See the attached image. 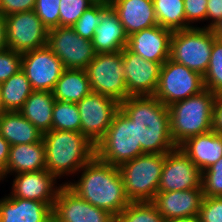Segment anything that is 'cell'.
<instances>
[{
	"mask_svg": "<svg viewBox=\"0 0 222 222\" xmlns=\"http://www.w3.org/2000/svg\"><path fill=\"white\" fill-rule=\"evenodd\" d=\"M21 69L33 91L53 92L64 67L53 51L44 46L22 53Z\"/></svg>",
	"mask_w": 222,
	"mask_h": 222,
	"instance_id": "obj_13",
	"label": "cell"
},
{
	"mask_svg": "<svg viewBox=\"0 0 222 222\" xmlns=\"http://www.w3.org/2000/svg\"><path fill=\"white\" fill-rule=\"evenodd\" d=\"M80 113L76 103L55 100L52 114V130L80 133Z\"/></svg>",
	"mask_w": 222,
	"mask_h": 222,
	"instance_id": "obj_30",
	"label": "cell"
},
{
	"mask_svg": "<svg viewBox=\"0 0 222 222\" xmlns=\"http://www.w3.org/2000/svg\"><path fill=\"white\" fill-rule=\"evenodd\" d=\"M61 0H36L34 12L49 30L59 27V6Z\"/></svg>",
	"mask_w": 222,
	"mask_h": 222,
	"instance_id": "obj_36",
	"label": "cell"
},
{
	"mask_svg": "<svg viewBox=\"0 0 222 222\" xmlns=\"http://www.w3.org/2000/svg\"><path fill=\"white\" fill-rule=\"evenodd\" d=\"M201 177L202 172L180 147H176L165 154L158 192L202 188Z\"/></svg>",
	"mask_w": 222,
	"mask_h": 222,
	"instance_id": "obj_14",
	"label": "cell"
},
{
	"mask_svg": "<svg viewBox=\"0 0 222 222\" xmlns=\"http://www.w3.org/2000/svg\"><path fill=\"white\" fill-rule=\"evenodd\" d=\"M120 109L135 122L136 143L144 154H167L176 148L170 132V115L154 95L130 96Z\"/></svg>",
	"mask_w": 222,
	"mask_h": 222,
	"instance_id": "obj_1",
	"label": "cell"
},
{
	"mask_svg": "<svg viewBox=\"0 0 222 222\" xmlns=\"http://www.w3.org/2000/svg\"><path fill=\"white\" fill-rule=\"evenodd\" d=\"M7 48L5 20L0 14V52L6 50Z\"/></svg>",
	"mask_w": 222,
	"mask_h": 222,
	"instance_id": "obj_44",
	"label": "cell"
},
{
	"mask_svg": "<svg viewBox=\"0 0 222 222\" xmlns=\"http://www.w3.org/2000/svg\"><path fill=\"white\" fill-rule=\"evenodd\" d=\"M80 133L96 145L106 134L120 103L105 95L91 92L77 103Z\"/></svg>",
	"mask_w": 222,
	"mask_h": 222,
	"instance_id": "obj_11",
	"label": "cell"
},
{
	"mask_svg": "<svg viewBox=\"0 0 222 222\" xmlns=\"http://www.w3.org/2000/svg\"><path fill=\"white\" fill-rule=\"evenodd\" d=\"M97 54L122 51L128 43V35L111 5H103V21L92 38Z\"/></svg>",
	"mask_w": 222,
	"mask_h": 222,
	"instance_id": "obj_22",
	"label": "cell"
},
{
	"mask_svg": "<svg viewBox=\"0 0 222 222\" xmlns=\"http://www.w3.org/2000/svg\"><path fill=\"white\" fill-rule=\"evenodd\" d=\"M10 144L0 135V178L5 173L6 164L9 158Z\"/></svg>",
	"mask_w": 222,
	"mask_h": 222,
	"instance_id": "obj_43",
	"label": "cell"
},
{
	"mask_svg": "<svg viewBox=\"0 0 222 222\" xmlns=\"http://www.w3.org/2000/svg\"><path fill=\"white\" fill-rule=\"evenodd\" d=\"M216 38L212 29L201 26L173 31L170 59L204 76Z\"/></svg>",
	"mask_w": 222,
	"mask_h": 222,
	"instance_id": "obj_7",
	"label": "cell"
},
{
	"mask_svg": "<svg viewBox=\"0 0 222 222\" xmlns=\"http://www.w3.org/2000/svg\"><path fill=\"white\" fill-rule=\"evenodd\" d=\"M11 192L12 197L42 201L52 208L57 199L58 192L64 184H57V178L46 169L14 174ZM58 187H57V185Z\"/></svg>",
	"mask_w": 222,
	"mask_h": 222,
	"instance_id": "obj_17",
	"label": "cell"
},
{
	"mask_svg": "<svg viewBox=\"0 0 222 222\" xmlns=\"http://www.w3.org/2000/svg\"><path fill=\"white\" fill-rule=\"evenodd\" d=\"M172 34L173 31L156 25L130 35L126 47L148 61L163 65L170 58Z\"/></svg>",
	"mask_w": 222,
	"mask_h": 222,
	"instance_id": "obj_18",
	"label": "cell"
},
{
	"mask_svg": "<svg viewBox=\"0 0 222 222\" xmlns=\"http://www.w3.org/2000/svg\"><path fill=\"white\" fill-rule=\"evenodd\" d=\"M205 90L201 74L170 58L161 66L154 96L167 107Z\"/></svg>",
	"mask_w": 222,
	"mask_h": 222,
	"instance_id": "obj_9",
	"label": "cell"
},
{
	"mask_svg": "<svg viewBox=\"0 0 222 222\" xmlns=\"http://www.w3.org/2000/svg\"><path fill=\"white\" fill-rule=\"evenodd\" d=\"M95 148L100 161L116 167L144 154L140 143H136L135 122L121 109L116 112L106 134Z\"/></svg>",
	"mask_w": 222,
	"mask_h": 222,
	"instance_id": "obj_6",
	"label": "cell"
},
{
	"mask_svg": "<svg viewBox=\"0 0 222 222\" xmlns=\"http://www.w3.org/2000/svg\"><path fill=\"white\" fill-rule=\"evenodd\" d=\"M45 156L43 139L36 143L10 146L5 173L0 182L9 175L45 170Z\"/></svg>",
	"mask_w": 222,
	"mask_h": 222,
	"instance_id": "obj_24",
	"label": "cell"
},
{
	"mask_svg": "<svg viewBox=\"0 0 222 222\" xmlns=\"http://www.w3.org/2000/svg\"><path fill=\"white\" fill-rule=\"evenodd\" d=\"M214 100L215 93L205 89L168 106L170 132L176 147L190 137L212 130Z\"/></svg>",
	"mask_w": 222,
	"mask_h": 222,
	"instance_id": "obj_4",
	"label": "cell"
},
{
	"mask_svg": "<svg viewBox=\"0 0 222 222\" xmlns=\"http://www.w3.org/2000/svg\"><path fill=\"white\" fill-rule=\"evenodd\" d=\"M212 30L217 38L222 39V18Z\"/></svg>",
	"mask_w": 222,
	"mask_h": 222,
	"instance_id": "obj_46",
	"label": "cell"
},
{
	"mask_svg": "<svg viewBox=\"0 0 222 222\" xmlns=\"http://www.w3.org/2000/svg\"><path fill=\"white\" fill-rule=\"evenodd\" d=\"M0 89L3 112H18L33 92L30 81L22 70L1 83Z\"/></svg>",
	"mask_w": 222,
	"mask_h": 222,
	"instance_id": "obj_28",
	"label": "cell"
},
{
	"mask_svg": "<svg viewBox=\"0 0 222 222\" xmlns=\"http://www.w3.org/2000/svg\"><path fill=\"white\" fill-rule=\"evenodd\" d=\"M116 222H164V219L152 202H130Z\"/></svg>",
	"mask_w": 222,
	"mask_h": 222,
	"instance_id": "obj_31",
	"label": "cell"
},
{
	"mask_svg": "<svg viewBox=\"0 0 222 222\" xmlns=\"http://www.w3.org/2000/svg\"><path fill=\"white\" fill-rule=\"evenodd\" d=\"M157 22L163 28L171 31L192 28L186 22L184 0H152Z\"/></svg>",
	"mask_w": 222,
	"mask_h": 222,
	"instance_id": "obj_29",
	"label": "cell"
},
{
	"mask_svg": "<svg viewBox=\"0 0 222 222\" xmlns=\"http://www.w3.org/2000/svg\"><path fill=\"white\" fill-rule=\"evenodd\" d=\"M103 21V4H93L72 26L74 31L82 38L92 40L95 30Z\"/></svg>",
	"mask_w": 222,
	"mask_h": 222,
	"instance_id": "obj_33",
	"label": "cell"
},
{
	"mask_svg": "<svg viewBox=\"0 0 222 222\" xmlns=\"http://www.w3.org/2000/svg\"><path fill=\"white\" fill-rule=\"evenodd\" d=\"M36 0H2L0 14L5 17L15 13L34 10Z\"/></svg>",
	"mask_w": 222,
	"mask_h": 222,
	"instance_id": "obj_40",
	"label": "cell"
},
{
	"mask_svg": "<svg viewBox=\"0 0 222 222\" xmlns=\"http://www.w3.org/2000/svg\"><path fill=\"white\" fill-rule=\"evenodd\" d=\"M94 4L110 5L111 0H90Z\"/></svg>",
	"mask_w": 222,
	"mask_h": 222,
	"instance_id": "obj_47",
	"label": "cell"
},
{
	"mask_svg": "<svg viewBox=\"0 0 222 222\" xmlns=\"http://www.w3.org/2000/svg\"><path fill=\"white\" fill-rule=\"evenodd\" d=\"M22 54L7 48L0 52V84L21 69Z\"/></svg>",
	"mask_w": 222,
	"mask_h": 222,
	"instance_id": "obj_37",
	"label": "cell"
},
{
	"mask_svg": "<svg viewBox=\"0 0 222 222\" xmlns=\"http://www.w3.org/2000/svg\"><path fill=\"white\" fill-rule=\"evenodd\" d=\"M128 37L158 25L152 0H111Z\"/></svg>",
	"mask_w": 222,
	"mask_h": 222,
	"instance_id": "obj_20",
	"label": "cell"
},
{
	"mask_svg": "<svg viewBox=\"0 0 222 222\" xmlns=\"http://www.w3.org/2000/svg\"><path fill=\"white\" fill-rule=\"evenodd\" d=\"M2 94H1V89H0V114L2 113Z\"/></svg>",
	"mask_w": 222,
	"mask_h": 222,
	"instance_id": "obj_48",
	"label": "cell"
},
{
	"mask_svg": "<svg viewBox=\"0 0 222 222\" xmlns=\"http://www.w3.org/2000/svg\"><path fill=\"white\" fill-rule=\"evenodd\" d=\"M46 170L57 179L76 173L96 156L95 145L75 131L43 133Z\"/></svg>",
	"mask_w": 222,
	"mask_h": 222,
	"instance_id": "obj_3",
	"label": "cell"
},
{
	"mask_svg": "<svg viewBox=\"0 0 222 222\" xmlns=\"http://www.w3.org/2000/svg\"><path fill=\"white\" fill-rule=\"evenodd\" d=\"M92 92L85 69H64L53 90L55 100L78 103Z\"/></svg>",
	"mask_w": 222,
	"mask_h": 222,
	"instance_id": "obj_27",
	"label": "cell"
},
{
	"mask_svg": "<svg viewBox=\"0 0 222 222\" xmlns=\"http://www.w3.org/2000/svg\"><path fill=\"white\" fill-rule=\"evenodd\" d=\"M164 222H201L198 215L193 217H185V218H173L169 220H164Z\"/></svg>",
	"mask_w": 222,
	"mask_h": 222,
	"instance_id": "obj_45",
	"label": "cell"
},
{
	"mask_svg": "<svg viewBox=\"0 0 222 222\" xmlns=\"http://www.w3.org/2000/svg\"><path fill=\"white\" fill-rule=\"evenodd\" d=\"M212 130L222 134V91L215 93Z\"/></svg>",
	"mask_w": 222,
	"mask_h": 222,
	"instance_id": "obj_42",
	"label": "cell"
},
{
	"mask_svg": "<svg viewBox=\"0 0 222 222\" xmlns=\"http://www.w3.org/2000/svg\"><path fill=\"white\" fill-rule=\"evenodd\" d=\"M52 207L10 194L0 199V222H53Z\"/></svg>",
	"mask_w": 222,
	"mask_h": 222,
	"instance_id": "obj_21",
	"label": "cell"
},
{
	"mask_svg": "<svg viewBox=\"0 0 222 222\" xmlns=\"http://www.w3.org/2000/svg\"><path fill=\"white\" fill-rule=\"evenodd\" d=\"M85 70L92 92L119 103L127 99L122 51L96 54Z\"/></svg>",
	"mask_w": 222,
	"mask_h": 222,
	"instance_id": "obj_8",
	"label": "cell"
},
{
	"mask_svg": "<svg viewBox=\"0 0 222 222\" xmlns=\"http://www.w3.org/2000/svg\"><path fill=\"white\" fill-rule=\"evenodd\" d=\"M4 20L9 49L22 54L47 45L48 29L34 10L5 16Z\"/></svg>",
	"mask_w": 222,
	"mask_h": 222,
	"instance_id": "obj_12",
	"label": "cell"
},
{
	"mask_svg": "<svg viewBox=\"0 0 222 222\" xmlns=\"http://www.w3.org/2000/svg\"><path fill=\"white\" fill-rule=\"evenodd\" d=\"M203 79L205 89L214 93L222 91V39L220 38L214 40L208 69Z\"/></svg>",
	"mask_w": 222,
	"mask_h": 222,
	"instance_id": "obj_32",
	"label": "cell"
},
{
	"mask_svg": "<svg viewBox=\"0 0 222 222\" xmlns=\"http://www.w3.org/2000/svg\"><path fill=\"white\" fill-rule=\"evenodd\" d=\"M76 174H80L78 181L64 184L80 198L115 218L130 203L118 167L102 162L95 156Z\"/></svg>",
	"mask_w": 222,
	"mask_h": 222,
	"instance_id": "obj_2",
	"label": "cell"
},
{
	"mask_svg": "<svg viewBox=\"0 0 222 222\" xmlns=\"http://www.w3.org/2000/svg\"><path fill=\"white\" fill-rule=\"evenodd\" d=\"M0 135L11 145L40 142L43 134L19 112L0 114Z\"/></svg>",
	"mask_w": 222,
	"mask_h": 222,
	"instance_id": "obj_25",
	"label": "cell"
},
{
	"mask_svg": "<svg viewBox=\"0 0 222 222\" xmlns=\"http://www.w3.org/2000/svg\"><path fill=\"white\" fill-rule=\"evenodd\" d=\"M53 92L33 91L18 111L42 134L52 130Z\"/></svg>",
	"mask_w": 222,
	"mask_h": 222,
	"instance_id": "obj_26",
	"label": "cell"
},
{
	"mask_svg": "<svg viewBox=\"0 0 222 222\" xmlns=\"http://www.w3.org/2000/svg\"><path fill=\"white\" fill-rule=\"evenodd\" d=\"M46 46L61 60L64 69H85L97 54L92 41L80 37L72 27L49 29Z\"/></svg>",
	"mask_w": 222,
	"mask_h": 222,
	"instance_id": "obj_10",
	"label": "cell"
},
{
	"mask_svg": "<svg viewBox=\"0 0 222 222\" xmlns=\"http://www.w3.org/2000/svg\"><path fill=\"white\" fill-rule=\"evenodd\" d=\"M203 189L157 192L152 203L164 220L199 215L203 200Z\"/></svg>",
	"mask_w": 222,
	"mask_h": 222,
	"instance_id": "obj_19",
	"label": "cell"
},
{
	"mask_svg": "<svg viewBox=\"0 0 222 222\" xmlns=\"http://www.w3.org/2000/svg\"><path fill=\"white\" fill-rule=\"evenodd\" d=\"M93 4L90 0H61L59 6V26L72 27Z\"/></svg>",
	"mask_w": 222,
	"mask_h": 222,
	"instance_id": "obj_34",
	"label": "cell"
},
{
	"mask_svg": "<svg viewBox=\"0 0 222 222\" xmlns=\"http://www.w3.org/2000/svg\"><path fill=\"white\" fill-rule=\"evenodd\" d=\"M203 195L222 197V157L202 172Z\"/></svg>",
	"mask_w": 222,
	"mask_h": 222,
	"instance_id": "obj_35",
	"label": "cell"
},
{
	"mask_svg": "<svg viewBox=\"0 0 222 222\" xmlns=\"http://www.w3.org/2000/svg\"><path fill=\"white\" fill-rule=\"evenodd\" d=\"M52 215L53 222H116L113 215L83 200L66 184L58 192Z\"/></svg>",
	"mask_w": 222,
	"mask_h": 222,
	"instance_id": "obj_15",
	"label": "cell"
},
{
	"mask_svg": "<svg viewBox=\"0 0 222 222\" xmlns=\"http://www.w3.org/2000/svg\"><path fill=\"white\" fill-rule=\"evenodd\" d=\"M198 216L201 222H222V197L204 196Z\"/></svg>",
	"mask_w": 222,
	"mask_h": 222,
	"instance_id": "obj_38",
	"label": "cell"
},
{
	"mask_svg": "<svg viewBox=\"0 0 222 222\" xmlns=\"http://www.w3.org/2000/svg\"><path fill=\"white\" fill-rule=\"evenodd\" d=\"M207 1L208 0H184V12L186 15V22L191 27H198L193 25L206 21L207 15Z\"/></svg>",
	"mask_w": 222,
	"mask_h": 222,
	"instance_id": "obj_39",
	"label": "cell"
},
{
	"mask_svg": "<svg viewBox=\"0 0 222 222\" xmlns=\"http://www.w3.org/2000/svg\"><path fill=\"white\" fill-rule=\"evenodd\" d=\"M222 18V0H208L207 1V15L206 20H210L208 25L202 28L213 29Z\"/></svg>",
	"mask_w": 222,
	"mask_h": 222,
	"instance_id": "obj_41",
	"label": "cell"
},
{
	"mask_svg": "<svg viewBox=\"0 0 222 222\" xmlns=\"http://www.w3.org/2000/svg\"><path fill=\"white\" fill-rule=\"evenodd\" d=\"M165 154H142L120 165L119 172L130 202H152L158 192Z\"/></svg>",
	"mask_w": 222,
	"mask_h": 222,
	"instance_id": "obj_5",
	"label": "cell"
},
{
	"mask_svg": "<svg viewBox=\"0 0 222 222\" xmlns=\"http://www.w3.org/2000/svg\"><path fill=\"white\" fill-rule=\"evenodd\" d=\"M127 98L130 96H152L159 82L161 64L148 61L127 47L122 50Z\"/></svg>",
	"mask_w": 222,
	"mask_h": 222,
	"instance_id": "obj_16",
	"label": "cell"
},
{
	"mask_svg": "<svg viewBox=\"0 0 222 222\" xmlns=\"http://www.w3.org/2000/svg\"><path fill=\"white\" fill-rule=\"evenodd\" d=\"M179 147L203 172L222 157V134L211 130L188 138Z\"/></svg>",
	"mask_w": 222,
	"mask_h": 222,
	"instance_id": "obj_23",
	"label": "cell"
}]
</instances>
